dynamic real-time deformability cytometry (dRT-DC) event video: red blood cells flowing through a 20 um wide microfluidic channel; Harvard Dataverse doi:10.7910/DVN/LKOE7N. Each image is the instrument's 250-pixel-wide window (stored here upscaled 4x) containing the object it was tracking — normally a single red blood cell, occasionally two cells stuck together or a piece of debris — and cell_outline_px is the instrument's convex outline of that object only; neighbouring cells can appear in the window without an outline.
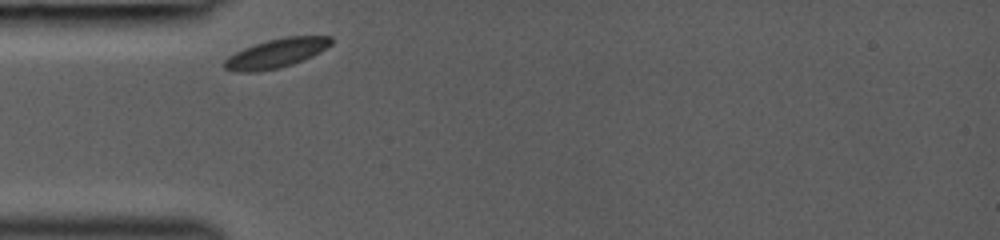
{"species": "common noctule bat (a hibernating species)", "species_latin": "Nyctalus noctula", "temperature_condition": "room temperature", "stored_images_in_passage": 38, "camera_frame_rate_fps": 3000, "um_per_image_px": 0.085, "animal": {"sex": "female", "body_mass_g": 19.0, "forearm_length_mm": 53.3}, "frame": {"image": 1, "passage_image": 1, "time_ms": 0.0, "image_size_px": [1000, 240], "cell_outline_px": [[332, 44], [320, 52], [304, 60], [280, 68], [256, 72], [236, 72], [224, 68], [224, 60], [228, 56], [244, 48], [268, 40], [288, 36], [332, 36]], "centroid_in_image_um": [23.49, 4.54], "position_along_channel_um": 61.5, "area_um2": 18.09}}
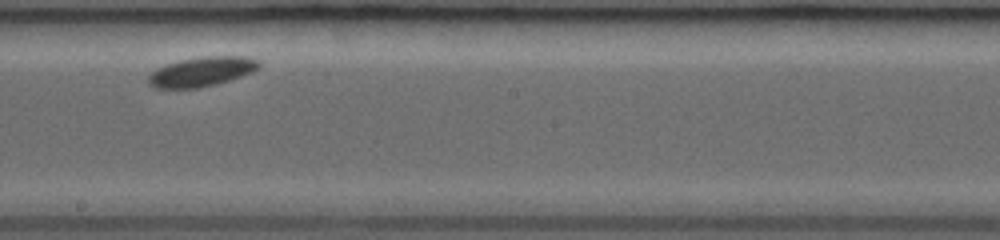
{"frame": {"image": 2, "passage_image": 27, "time_ms": 4.333, "image_size_px": [1000, 240], "cell_outline_px": [[260, 68], [252, 72], [216, 84], [200, 88], [156, 88], [148, 84], [148, 76], [156, 68], [180, 60], [204, 56], [248, 56], [260, 60]], "centroid_in_image_um": [17.16, 6.08], "position_along_channel_um": 231.0, "area_um2": 19.07}}
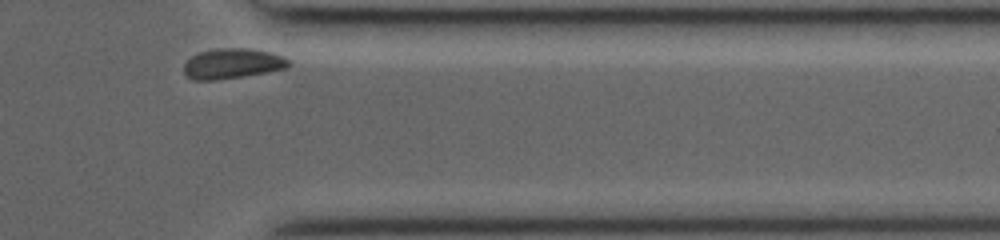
{"frame": {"image": 3, "passage_image": 38, "time_ms": 8.333, "image_size_px": [1000, 240], "cell_outline_px": [[292, 64], [288, 68], [216, 80], [192, 80], [184, 72], [184, 64], [192, 56], [200, 52], [216, 48], [244, 48], [268, 52], [280, 56], [288, 60]], "centroid_in_image_um": [19.72, 5.4], "position_along_channel_um": 391.7, "area_um2": 18.09}}